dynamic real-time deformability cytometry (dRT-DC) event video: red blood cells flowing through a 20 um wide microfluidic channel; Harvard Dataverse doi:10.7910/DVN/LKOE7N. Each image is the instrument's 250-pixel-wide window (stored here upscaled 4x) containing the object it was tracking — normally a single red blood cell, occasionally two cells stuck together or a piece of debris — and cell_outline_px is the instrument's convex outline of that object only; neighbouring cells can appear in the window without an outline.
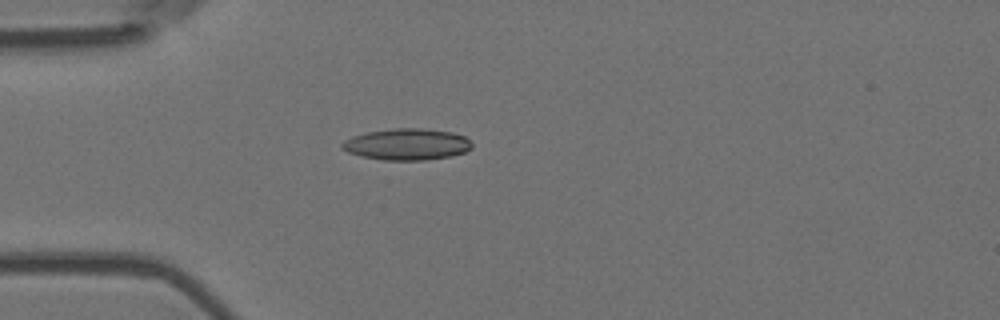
{"species": "Egyptian fruit bat (a non-hibernating species)", "species_latin": "Rousettus aegyptiacus", "temperature_condition": "room temperature", "stored_images_in_passage": 4, "camera_frame_rate_fps": 3000, "um_per_image_px": 0.085, "animal": {"sex": "female"}, "frame": {"image": 1, "passage_image": 4, "time_ms": 1.0, "image_size_px": [1000, 320], "cell_outline_px": [[472, 148], [464, 152], [452, 156], [424, 160], [384, 160], [360, 156], [348, 152], [340, 148], [340, 144], [344, 140], [352, 136], [368, 132], [396, 128], [424, 128], [452, 132], [464, 136], [472, 144]], "centroid_in_image_um": [34.57, 12.27], "position_along_channel_um": 50.4, "area_um2": 23.87}}